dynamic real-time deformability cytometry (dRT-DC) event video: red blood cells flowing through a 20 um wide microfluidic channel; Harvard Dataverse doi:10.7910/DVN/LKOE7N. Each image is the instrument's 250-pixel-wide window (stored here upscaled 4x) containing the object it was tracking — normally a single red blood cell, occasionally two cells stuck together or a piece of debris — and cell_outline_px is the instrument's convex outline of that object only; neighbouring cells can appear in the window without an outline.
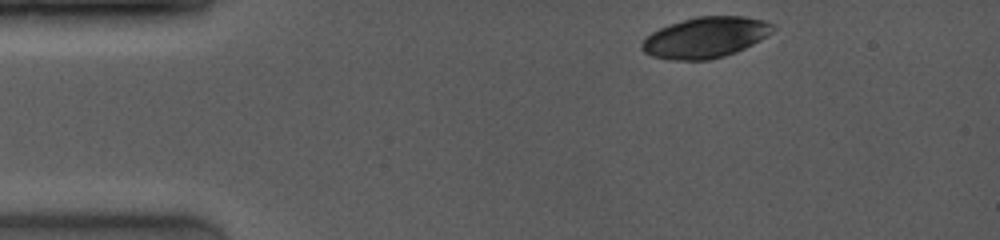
{"species": "common noctule bat (a hibernating species)", "species_latin": "Nyctalus noctula", "temperature_condition": "room temperature", "stored_images_in_passage": 6, "camera_frame_rate_fps": 4000, "um_per_image_px": 0.085, "animal": {"sex": "female", "body_mass_g": 19.0, "forearm_length_mm": 53.3}, "frame": {"image": 1, "passage_image": 1, "time_ms": 0.0, "image_size_px": [1000, 240], "cell_outline_px": [[776, 28], [772, 32], [760, 40], [736, 52], [724, 56], [708, 60], [668, 60], [652, 56], [644, 52], [640, 48], [640, 44], [652, 32], [668, 24], [696, 16], [744, 16], [764, 20], [776, 24]], "centroid_in_image_um": [59.97, 3.18], "position_along_channel_um": 25.0, "area_um2": 31.33}}